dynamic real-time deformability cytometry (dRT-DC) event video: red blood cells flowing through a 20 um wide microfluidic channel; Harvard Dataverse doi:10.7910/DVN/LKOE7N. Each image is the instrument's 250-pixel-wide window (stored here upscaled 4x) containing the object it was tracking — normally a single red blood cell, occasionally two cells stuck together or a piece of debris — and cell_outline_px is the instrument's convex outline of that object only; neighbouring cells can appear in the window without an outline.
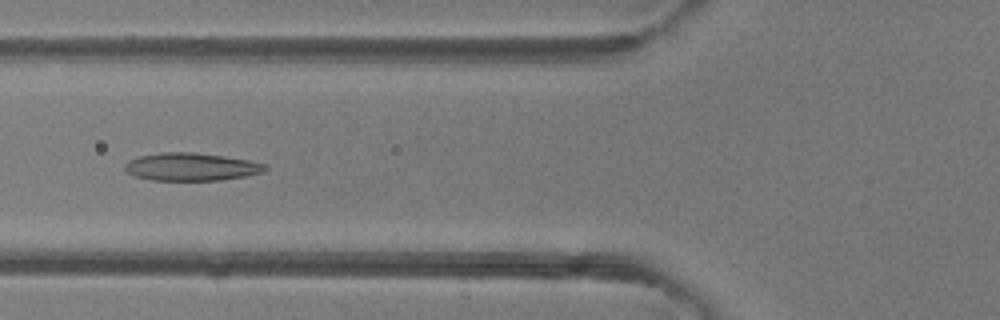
{"species": "common noctule bat (a hibernating species)", "species_latin": "Nyctalus noctula", "temperature_condition": "room temperature", "stored_images_in_passage": 48, "camera_frame_rate_fps": 3000, "um_per_image_px": 0.085, "animal": {"sex": "female"}, "frame": {"image": 1, "passage_image": 18, "time_ms": 5.667, "image_size_px": [1000, 320], "cell_outline_px": [[268, 168], [264, 172], [244, 176], [220, 180], [152, 180], [136, 176], [128, 172], [124, 168], [124, 164], [128, 160], [140, 156], [160, 152], [196, 152], [224, 156], [248, 160], [264, 164]], "centroid_in_image_um": [16.24, 14.17], "position_along_channel_um": 109.6, "area_um2": 22.66}}
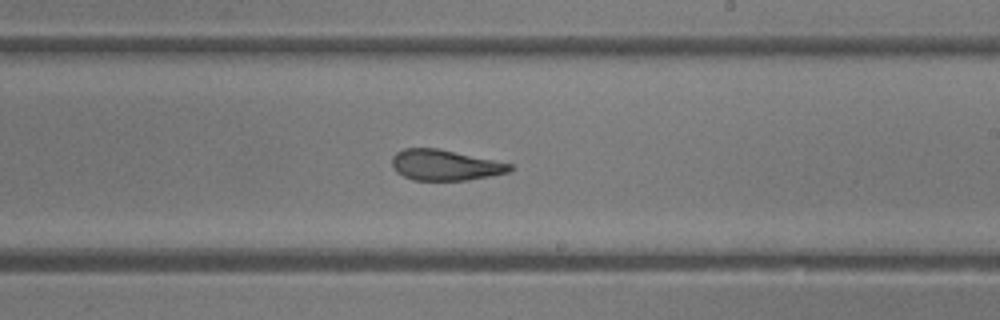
{"frame": {"image": 2, "passage_image": 28, "time_ms": 9.0, "image_size_px": [1000, 320], "cell_outline_px": [[516, 168], [508, 172], [492, 176], [468, 180], [412, 180], [396, 172], [392, 168], [392, 156], [396, 152], [404, 148], [440, 148], [512, 164]], "centroid_in_image_um": [37.83, 14.03], "position_along_channel_um": 251.2, "area_um2": 21.33}}
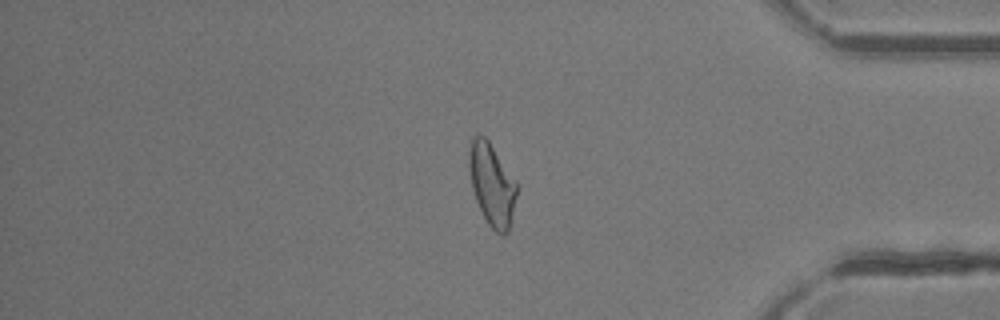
{"frame": {"image": 3, "passage_image": 40, "time_ms": 13.0, "image_size_px": [1000, 320], "cell_outline_px": [[516, 196], [508, 232], [504, 236], [500, 236], [488, 224], [476, 200], [472, 188], [468, 172], [468, 152], [472, 136], [484, 136], [488, 140], [516, 180]], "centroid_in_image_um": [41.79, 15.67], "position_along_channel_um": 393.4, "area_um2": 22.77}, "authors_computed_cell_mechanics": {"area_um2": 23.3512, "velocity_mm_per_s": 4.2444, "shape_relaxation_time_tau1_ms": 6.2902, "shape_relaxation_time_tau2_ms": 1.6898, "deformation_change_tau1": 0.201, "deformation_change_tau2": 0.0991}}